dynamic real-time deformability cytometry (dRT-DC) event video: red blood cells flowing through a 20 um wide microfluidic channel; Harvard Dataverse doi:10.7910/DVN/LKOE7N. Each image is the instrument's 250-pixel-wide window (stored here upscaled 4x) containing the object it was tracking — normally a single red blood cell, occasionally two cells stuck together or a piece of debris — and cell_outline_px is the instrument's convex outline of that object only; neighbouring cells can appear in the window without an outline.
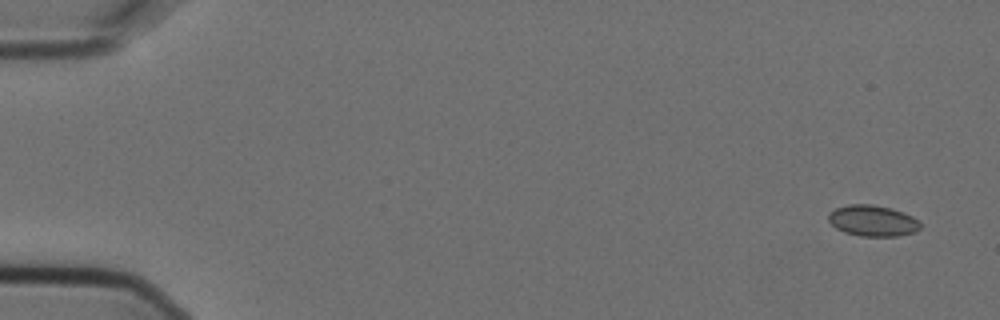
{"species": "Egyptian fruit bat (a non-hibernating species)", "species_latin": "Rousettus aegyptiacus", "temperature_condition": "cold", "stored_images_in_passage": 6, "segment_of_instrument_passage": [1, 2], "camera_frame_rate_fps": 3000, "um_per_image_px": 0.085, "animal": {"sex": "female"}, "frame": {"image": 1, "passage_image": 1, "time_ms": 0.0, "image_size_px": [1000, 320], "cell_outline_px": [[920, 228], [916, 232], [896, 236], [860, 236], [844, 232], [836, 228], [828, 220], [828, 212], [836, 208], [848, 204], [872, 204], [892, 208], [912, 216], [920, 224]], "centroid_in_image_um": [74.15, 18.76], "position_along_channel_um": 10.8, "area_um2": 16.65}}